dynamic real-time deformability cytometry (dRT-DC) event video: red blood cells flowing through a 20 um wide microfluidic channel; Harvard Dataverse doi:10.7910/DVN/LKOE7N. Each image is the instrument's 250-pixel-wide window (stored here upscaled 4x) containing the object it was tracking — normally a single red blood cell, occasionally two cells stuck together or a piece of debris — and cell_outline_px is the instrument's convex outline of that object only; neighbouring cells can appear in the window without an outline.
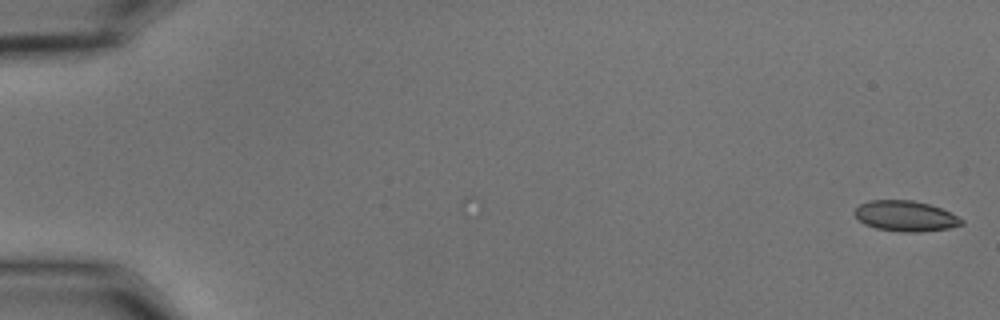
{"species": "common noctule bat (a hibernating species)", "species_latin": "Nyctalus noctula", "temperature_condition": "cold", "stored_images_in_passage": 7, "camera_frame_rate_fps": 3000, "um_per_image_px": 0.085, "animal": {"sex": "male", "body_mass_g": 15.6}, "frame": {"image": 1, "passage_image": 7, "time_ms": 2.0, "image_size_px": [1000, 320], "cell_outline_px": [[964, 224], [948, 228], [920, 232], [904, 232], [876, 228], [864, 224], [852, 212], [860, 204], [872, 200], [912, 200], [928, 204], [940, 208], [964, 220]], "centroid_in_image_um": [76.95, 18.36], "position_along_channel_um": 8.1, "area_um2": 18.84}}